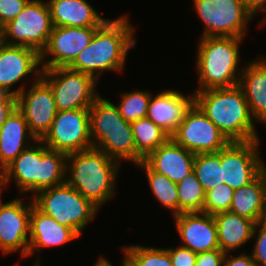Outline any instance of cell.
I'll list each match as a JSON object with an SVG mask.
<instances>
[{"label":"cell","instance_id":"6da1fadb","mask_svg":"<svg viewBox=\"0 0 266 266\" xmlns=\"http://www.w3.org/2000/svg\"><path fill=\"white\" fill-rule=\"evenodd\" d=\"M128 16L106 19L95 31L89 45L84 48L68 66L94 77L99 81L103 71L121 72L127 58L128 50L137 43L133 38L135 28Z\"/></svg>","mask_w":266,"mask_h":266},{"label":"cell","instance_id":"7a4b0ae2","mask_svg":"<svg viewBox=\"0 0 266 266\" xmlns=\"http://www.w3.org/2000/svg\"><path fill=\"white\" fill-rule=\"evenodd\" d=\"M119 167L118 161L94 147L71 153L66 157L65 182L100 209L116 193Z\"/></svg>","mask_w":266,"mask_h":266},{"label":"cell","instance_id":"3957f363","mask_svg":"<svg viewBox=\"0 0 266 266\" xmlns=\"http://www.w3.org/2000/svg\"><path fill=\"white\" fill-rule=\"evenodd\" d=\"M194 103L230 142L260 140L239 85L194 92Z\"/></svg>","mask_w":266,"mask_h":266},{"label":"cell","instance_id":"277c9868","mask_svg":"<svg viewBox=\"0 0 266 266\" xmlns=\"http://www.w3.org/2000/svg\"><path fill=\"white\" fill-rule=\"evenodd\" d=\"M34 143L6 167L7 186L14 181L21 195L65 183L67 155L48 149L41 140Z\"/></svg>","mask_w":266,"mask_h":266},{"label":"cell","instance_id":"5b68a950","mask_svg":"<svg viewBox=\"0 0 266 266\" xmlns=\"http://www.w3.org/2000/svg\"><path fill=\"white\" fill-rule=\"evenodd\" d=\"M89 111L94 148L104 151L118 162L130 161L136 166L144 160L136 152L131 123L120 115L116 104L99 96Z\"/></svg>","mask_w":266,"mask_h":266},{"label":"cell","instance_id":"8992f818","mask_svg":"<svg viewBox=\"0 0 266 266\" xmlns=\"http://www.w3.org/2000/svg\"><path fill=\"white\" fill-rule=\"evenodd\" d=\"M243 39L245 40L239 37L200 38L195 63L199 87L195 92L239 85L243 70V67H238L241 58L239 46Z\"/></svg>","mask_w":266,"mask_h":266},{"label":"cell","instance_id":"52a82bcc","mask_svg":"<svg viewBox=\"0 0 266 266\" xmlns=\"http://www.w3.org/2000/svg\"><path fill=\"white\" fill-rule=\"evenodd\" d=\"M32 200L38 210L60 225L71 228L79 237L99 211L97 206L66 182L37 192Z\"/></svg>","mask_w":266,"mask_h":266},{"label":"cell","instance_id":"ba28073f","mask_svg":"<svg viewBox=\"0 0 266 266\" xmlns=\"http://www.w3.org/2000/svg\"><path fill=\"white\" fill-rule=\"evenodd\" d=\"M197 15L204 23L202 37L245 38L254 16L243 0H193ZM248 24V25H247Z\"/></svg>","mask_w":266,"mask_h":266},{"label":"cell","instance_id":"9c48e42d","mask_svg":"<svg viewBox=\"0 0 266 266\" xmlns=\"http://www.w3.org/2000/svg\"><path fill=\"white\" fill-rule=\"evenodd\" d=\"M52 29L47 2L30 0L12 21L2 27L3 43L31 47L41 54L48 44Z\"/></svg>","mask_w":266,"mask_h":266},{"label":"cell","instance_id":"30bf717a","mask_svg":"<svg viewBox=\"0 0 266 266\" xmlns=\"http://www.w3.org/2000/svg\"><path fill=\"white\" fill-rule=\"evenodd\" d=\"M41 78L51 87L57 111L90 108L100 96L94 77L69 67L42 69Z\"/></svg>","mask_w":266,"mask_h":266},{"label":"cell","instance_id":"8fae6325","mask_svg":"<svg viewBox=\"0 0 266 266\" xmlns=\"http://www.w3.org/2000/svg\"><path fill=\"white\" fill-rule=\"evenodd\" d=\"M41 141L48 149L66 155L93 148L89 108L58 111Z\"/></svg>","mask_w":266,"mask_h":266},{"label":"cell","instance_id":"7c38bea8","mask_svg":"<svg viewBox=\"0 0 266 266\" xmlns=\"http://www.w3.org/2000/svg\"><path fill=\"white\" fill-rule=\"evenodd\" d=\"M170 138L194 154L215 153L230 142L195 103Z\"/></svg>","mask_w":266,"mask_h":266},{"label":"cell","instance_id":"4fadbf2b","mask_svg":"<svg viewBox=\"0 0 266 266\" xmlns=\"http://www.w3.org/2000/svg\"><path fill=\"white\" fill-rule=\"evenodd\" d=\"M260 141H231L221 149L223 179L229 187L246 186L266 169L258 152Z\"/></svg>","mask_w":266,"mask_h":266},{"label":"cell","instance_id":"5bb4252c","mask_svg":"<svg viewBox=\"0 0 266 266\" xmlns=\"http://www.w3.org/2000/svg\"><path fill=\"white\" fill-rule=\"evenodd\" d=\"M33 200L25 203L16 198L2 203L0 197V250L2 254L19 251L21 257H28L30 238V212Z\"/></svg>","mask_w":266,"mask_h":266},{"label":"cell","instance_id":"9a60e30c","mask_svg":"<svg viewBox=\"0 0 266 266\" xmlns=\"http://www.w3.org/2000/svg\"><path fill=\"white\" fill-rule=\"evenodd\" d=\"M40 53L27 46L7 45L0 46V89L4 93L18 96L25 89L24 83L19 88L12 90V87L25 80L30 74L34 80L41 77Z\"/></svg>","mask_w":266,"mask_h":266},{"label":"cell","instance_id":"2e32d148","mask_svg":"<svg viewBox=\"0 0 266 266\" xmlns=\"http://www.w3.org/2000/svg\"><path fill=\"white\" fill-rule=\"evenodd\" d=\"M31 86L16 96L17 108L24 115L30 132L41 140L50 130L58 111L51 87L41 77Z\"/></svg>","mask_w":266,"mask_h":266},{"label":"cell","instance_id":"e0dca14e","mask_svg":"<svg viewBox=\"0 0 266 266\" xmlns=\"http://www.w3.org/2000/svg\"><path fill=\"white\" fill-rule=\"evenodd\" d=\"M98 27L53 26L46 48L41 52V68L68 67L86 48ZM47 56H52L50 59Z\"/></svg>","mask_w":266,"mask_h":266},{"label":"cell","instance_id":"ac0fdd59","mask_svg":"<svg viewBox=\"0 0 266 266\" xmlns=\"http://www.w3.org/2000/svg\"><path fill=\"white\" fill-rule=\"evenodd\" d=\"M181 246L195 253L219 249L217 225L213 215L203 212L181 213L174 216Z\"/></svg>","mask_w":266,"mask_h":266},{"label":"cell","instance_id":"d6986e66","mask_svg":"<svg viewBox=\"0 0 266 266\" xmlns=\"http://www.w3.org/2000/svg\"><path fill=\"white\" fill-rule=\"evenodd\" d=\"M193 103L194 93L185 96L173 89L164 90L156 96L151 95L146 117L171 136Z\"/></svg>","mask_w":266,"mask_h":266},{"label":"cell","instance_id":"ffe728a7","mask_svg":"<svg viewBox=\"0 0 266 266\" xmlns=\"http://www.w3.org/2000/svg\"><path fill=\"white\" fill-rule=\"evenodd\" d=\"M195 154L176 144L171 138L143 161L157 173L178 183L193 172Z\"/></svg>","mask_w":266,"mask_h":266},{"label":"cell","instance_id":"44dd1931","mask_svg":"<svg viewBox=\"0 0 266 266\" xmlns=\"http://www.w3.org/2000/svg\"><path fill=\"white\" fill-rule=\"evenodd\" d=\"M79 236L71 229L60 225L55 219L38 210L34 204L30 212V238L28 256L40 254L41 249L64 245Z\"/></svg>","mask_w":266,"mask_h":266},{"label":"cell","instance_id":"7402d4cb","mask_svg":"<svg viewBox=\"0 0 266 266\" xmlns=\"http://www.w3.org/2000/svg\"><path fill=\"white\" fill-rule=\"evenodd\" d=\"M239 86L243 89L252 118L266 124V57L243 65Z\"/></svg>","mask_w":266,"mask_h":266},{"label":"cell","instance_id":"603a6c76","mask_svg":"<svg viewBox=\"0 0 266 266\" xmlns=\"http://www.w3.org/2000/svg\"><path fill=\"white\" fill-rule=\"evenodd\" d=\"M53 26L99 27L106 19L87 0H47Z\"/></svg>","mask_w":266,"mask_h":266},{"label":"cell","instance_id":"cb8c5ba5","mask_svg":"<svg viewBox=\"0 0 266 266\" xmlns=\"http://www.w3.org/2000/svg\"><path fill=\"white\" fill-rule=\"evenodd\" d=\"M36 140L30 132L24 115L16 107L0 128V162L7 167Z\"/></svg>","mask_w":266,"mask_h":266},{"label":"cell","instance_id":"d4e9b609","mask_svg":"<svg viewBox=\"0 0 266 266\" xmlns=\"http://www.w3.org/2000/svg\"><path fill=\"white\" fill-rule=\"evenodd\" d=\"M230 212L252 220L264 221L266 213V169L250 184L234 190Z\"/></svg>","mask_w":266,"mask_h":266},{"label":"cell","instance_id":"484cf974","mask_svg":"<svg viewBox=\"0 0 266 266\" xmlns=\"http://www.w3.org/2000/svg\"><path fill=\"white\" fill-rule=\"evenodd\" d=\"M217 225L219 249L224 253H233L250 241L255 223L230 211L213 215Z\"/></svg>","mask_w":266,"mask_h":266},{"label":"cell","instance_id":"4316f807","mask_svg":"<svg viewBox=\"0 0 266 266\" xmlns=\"http://www.w3.org/2000/svg\"><path fill=\"white\" fill-rule=\"evenodd\" d=\"M136 152L145 159L160 145L165 144L170 135L149 118H141L131 123Z\"/></svg>","mask_w":266,"mask_h":266},{"label":"cell","instance_id":"83f0119b","mask_svg":"<svg viewBox=\"0 0 266 266\" xmlns=\"http://www.w3.org/2000/svg\"><path fill=\"white\" fill-rule=\"evenodd\" d=\"M137 165V167L145 171L149 186L155 198L158 199L163 207L165 206V208L172 212L173 217L179 215L177 183L171 181L165 175L153 171L144 161H141Z\"/></svg>","mask_w":266,"mask_h":266},{"label":"cell","instance_id":"f1b7e54d","mask_svg":"<svg viewBox=\"0 0 266 266\" xmlns=\"http://www.w3.org/2000/svg\"><path fill=\"white\" fill-rule=\"evenodd\" d=\"M193 172L204 192L223 184L221 150L215 153L195 154Z\"/></svg>","mask_w":266,"mask_h":266},{"label":"cell","instance_id":"f546056e","mask_svg":"<svg viewBox=\"0 0 266 266\" xmlns=\"http://www.w3.org/2000/svg\"><path fill=\"white\" fill-rule=\"evenodd\" d=\"M179 215L181 213L203 212L205 192L194 172L177 183Z\"/></svg>","mask_w":266,"mask_h":266},{"label":"cell","instance_id":"4dcf8cb0","mask_svg":"<svg viewBox=\"0 0 266 266\" xmlns=\"http://www.w3.org/2000/svg\"><path fill=\"white\" fill-rule=\"evenodd\" d=\"M123 255L132 266H172L170 255L166 248H153L141 245L125 246Z\"/></svg>","mask_w":266,"mask_h":266},{"label":"cell","instance_id":"1f68e13d","mask_svg":"<svg viewBox=\"0 0 266 266\" xmlns=\"http://www.w3.org/2000/svg\"><path fill=\"white\" fill-rule=\"evenodd\" d=\"M120 96L122 99L116 106L120 115L127 122H134L147 116V110L151 99V92L136 90L124 92Z\"/></svg>","mask_w":266,"mask_h":266},{"label":"cell","instance_id":"d6a6232c","mask_svg":"<svg viewBox=\"0 0 266 266\" xmlns=\"http://www.w3.org/2000/svg\"><path fill=\"white\" fill-rule=\"evenodd\" d=\"M234 189L226 183L205 192L203 213L215 215L220 212L230 211Z\"/></svg>","mask_w":266,"mask_h":266},{"label":"cell","instance_id":"836d02e7","mask_svg":"<svg viewBox=\"0 0 266 266\" xmlns=\"http://www.w3.org/2000/svg\"><path fill=\"white\" fill-rule=\"evenodd\" d=\"M258 234V235H257ZM255 238L251 256L257 266H266V222L261 221L255 224L252 238Z\"/></svg>","mask_w":266,"mask_h":266},{"label":"cell","instance_id":"e575fe53","mask_svg":"<svg viewBox=\"0 0 266 266\" xmlns=\"http://www.w3.org/2000/svg\"><path fill=\"white\" fill-rule=\"evenodd\" d=\"M30 0H0V26L12 21Z\"/></svg>","mask_w":266,"mask_h":266},{"label":"cell","instance_id":"d590c367","mask_svg":"<svg viewBox=\"0 0 266 266\" xmlns=\"http://www.w3.org/2000/svg\"><path fill=\"white\" fill-rule=\"evenodd\" d=\"M171 259L172 266H195L197 253L188 249L187 247L181 246L177 248H166Z\"/></svg>","mask_w":266,"mask_h":266},{"label":"cell","instance_id":"8d00e7d4","mask_svg":"<svg viewBox=\"0 0 266 266\" xmlns=\"http://www.w3.org/2000/svg\"><path fill=\"white\" fill-rule=\"evenodd\" d=\"M224 256L220 249L197 253L195 266H223Z\"/></svg>","mask_w":266,"mask_h":266},{"label":"cell","instance_id":"74e56055","mask_svg":"<svg viewBox=\"0 0 266 266\" xmlns=\"http://www.w3.org/2000/svg\"><path fill=\"white\" fill-rule=\"evenodd\" d=\"M16 107V96L4 92L0 95V128Z\"/></svg>","mask_w":266,"mask_h":266},{"label":"cell","instance_id":"f35d334b","mask_svg":"<svg viewBox=\"0 0 266 266\" xmlns=\"http://www.w3.org/2000/svg\"><path fill=\"white\" fill-rule=\"evenodd\" d=\"M225 253L223 266H257L252 256L246 253H239L237 256H231Z\"/></svg>","mask_w":266,"mask_h":266},{"label":"cell","instance_id":"ab89813d","mask_svg":"<svg viewBox=\"0 0 266 266\" xmlns=\"http://www.w3.org/2000/svg\"><path fill=\"white\" fill-rule=\"evenodd\" d=\"M245 8L255 17L258 12L266 13V0H243ZM266 15V14H265ZM266 17V16H265ZM266 25V18L263 22Z\"/></svg>","mask_w":266,"mask_h":266},{"label":"cell","instance_id":"60d3db41","mask_svg":"<svg viewBox=\"0 0 266 266\" xmlns=\"http://www.w3.org/2000/svg\"><path fill=\"white\" fill-rule=\"evenodd\" d=\"M7 187L6 183V167L0 162V197L2 194V189Z\"/></svg>","mask_w":266,"mask_h":266},{"label":"cell","instance_id":"b9f144b4","mask_svg":"<svg viewBox=\"0 0 266 266\" xmlns=\"http://www.w3.org/2000/svg\"><path fill=\"white\" fill-rule=\"evenodd\" d=\"M124 260L122 261V266H126V256L124 255ZM93 266H114L111 262L107 260V258L99 257L98 261H96L95 265Z\"/></svg>","mask_w":266,"mask_h":266},{"label":"cell","instance_id":"7bdbcfd3","mask_svg":"<svg viewBox=\"0 0 266 266\" xmlns=\"http://www.w3.org/2000/svg\"><path fill=\"white\" fill-rule=\"evenodd\" d=\"M3 44L2 27L0 26V46Z\"/></svg>","mask_w":266,"mask_h":266},{"label":"cell","instance_id":"ee69618b","mask_svg":"<svg viewBox=\"0 0 266 266\" xmlns=\"http://www.w3.org/2000/svg\"><path fill=\"white\" fill-rule=\"evenodd\" d=\"M40 257H37V260L35 261V262H33V263H35L34 265H32V266H41L40 265V259H39Z\"/></svg>","mask_w":266,"mask_h":266},{"label":"cell","instance_id":"f6af8a7d","mask_svg":"<svg viewBox=\"0 0 266 266\" xmlns=\"http://www.w3.org/2000/svg\"><path fill=\"white\" fill-rule=\"evenodd\" d=\"M126 266H132V265L128 262L127 258H126Z\"/></svg>","mask_w":266,"mask_h":266}]
</instances>
